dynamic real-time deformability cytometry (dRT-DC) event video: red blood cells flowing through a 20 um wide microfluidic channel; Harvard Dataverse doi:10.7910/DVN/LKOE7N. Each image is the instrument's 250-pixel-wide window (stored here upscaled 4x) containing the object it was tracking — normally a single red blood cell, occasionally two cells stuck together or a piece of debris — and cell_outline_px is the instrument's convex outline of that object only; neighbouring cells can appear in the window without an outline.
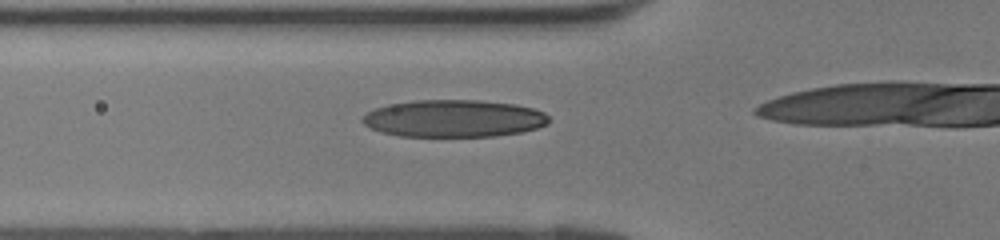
{"species": "human", "species_latin": "Homo sapiens", "temperature_condition": "room temperature", "stored_images_in_passage": 8, "camera_frame_rate_fps": 3000, "um_per_image_px": 0.085, "donor": {"sex": "female"}, "frame": {"image": 1, "passage_image": 4, "time_ms": 1.0, "image_size_px": [1000, 240], "cell_outline_px": [[548, 124], [536, 128], [520, 132], [492, 136], [400, 136], [380, 132], [364, 124], [360, 120], [368, 112], [376, 108], [388, 104], [416, 100], [480, 100], [516, 104], [532, 108], [544, 112], [548, 116]], "centroid_in_image_um": [38.57, 10.06], "position_along_channel_um": 87.2, "area_um2": 40.4}}
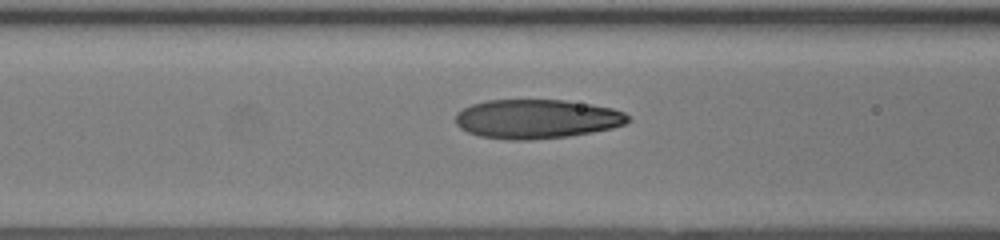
{"frame": {"image": 2, "passage_image": 6, "time_ms": 1.667, "image_size_px": [1000, 240], "cell_outline_px": [[632, 120], [624, 124], [612, 128], [592, 132], [568, 136], [528, 140], [508, 140], [480, 136], [468, 132], [460, 128], [456, 124], [456, 112], [472, 104], [488, 100], [564, 100], [592, 104], [612, 108], [624, 112]], "centroid_in_image_um": [45.62, 10.11], "position_along_channel_um": 121.0, "area_um2": 39.42}}